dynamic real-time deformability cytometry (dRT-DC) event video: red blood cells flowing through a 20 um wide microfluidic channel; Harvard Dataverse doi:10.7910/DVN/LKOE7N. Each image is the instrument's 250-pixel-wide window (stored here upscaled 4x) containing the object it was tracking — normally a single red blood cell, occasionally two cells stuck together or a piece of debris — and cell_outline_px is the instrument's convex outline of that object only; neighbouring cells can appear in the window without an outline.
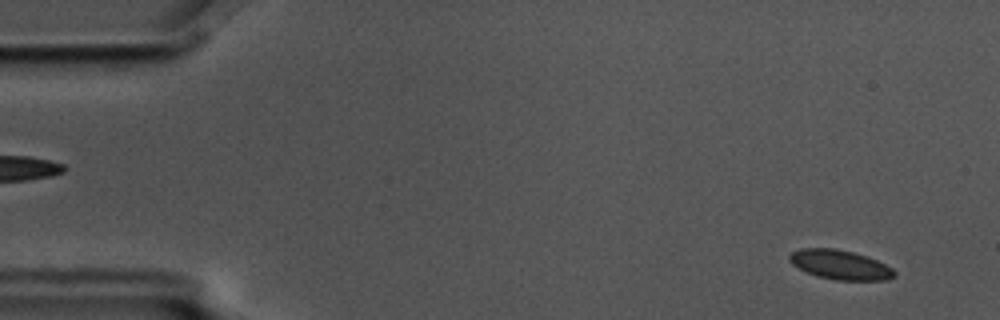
{"species": "common noctule bat (a hibernating species)", "species_latin": "Nyctalus noctula", "temperature_condition": "cold", "stored_images_in_passage": 3, "camera_frame_rate_fps": 3000, "um_per_image_px": 0.085, "animal": {"sex": "male", "body_mass_g": 17.5, "forearm_length_mm": 52.3}, "frame": {"image": 1, "passage_image": 1, "time_ms": 0.0, "image_size_px": [1000, 320], "cell_outline_px": [[896, 276], [888, 280], [836, 280], [816, 276], [792, 264], [788, 260], [788, 256], [792, 252], [800, 248], [836, 248], [868, 256], [892, 268], [896, 272]], "centroid_in_image_um": [71.42, 22.5], "position_along_channel_um": 13.6, "area_um2": 18.03}}